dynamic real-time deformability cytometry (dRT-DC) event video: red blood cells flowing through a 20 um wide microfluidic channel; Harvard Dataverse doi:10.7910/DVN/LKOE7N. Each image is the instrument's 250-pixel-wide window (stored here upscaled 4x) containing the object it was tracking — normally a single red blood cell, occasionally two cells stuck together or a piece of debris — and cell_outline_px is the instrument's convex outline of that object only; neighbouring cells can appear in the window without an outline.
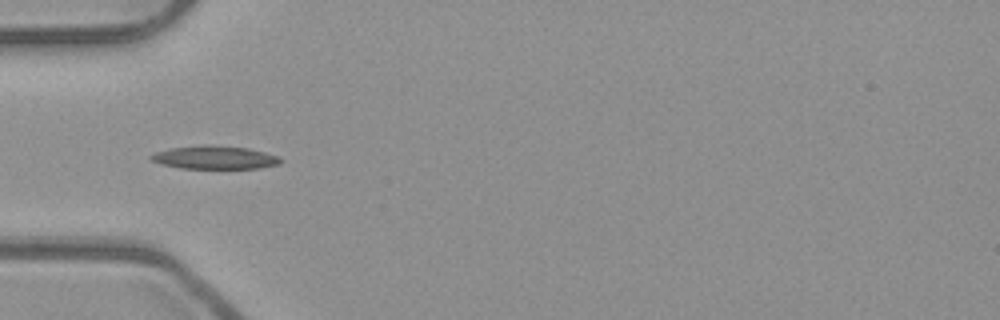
{"species": "common noctule bat (a hibernating species)", "species_latin": "Nyctalus noctula", "temperature_condition": "room temperature", "stored_images_in_passage": 8, "camera_frame_rate_fps": 3000, "um_per_image_px": 0.085, "animal": {"sex": "male", "body_mass_g": 23.1, "forearm_length_mm": 52.7}, "frame": {"image": 1, "passage_image": 6, "time_ms": 1.667, "image_size_px": [1000, 320], "cell_outline_px": [[284, 160], [280, 164], [260, 168], [180, 168], [160, 164], [152, 160], [148, 156], [156, 152], [172, 148], [204, 144], [208, 144], [248, 148], [280, 156]], "centroid_in_image_um": [18.28, 13.38], "position_along_channel_um": 66.7, "area_um2": 17.63}}
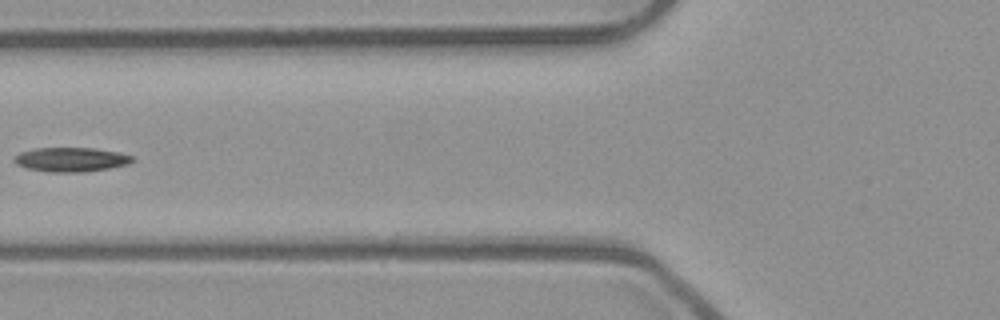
{"frame": {"image": 2, "passage_image": 7, "time_ms": 2.0, "image_size_px": [1000, 320], "cell_outline_px": [[132, 160], [128, 164], [108, 168], [84, 172], [48, 172], [28, 168], [16, 164], [12, 160], [20, 152], [36, 148], [92, 148], [120, 152], [132, 156]], "centroid_in_image_um": [6.01, 13.56], "position_along_channel_um": 119.8, "area_um2": 16.59}}
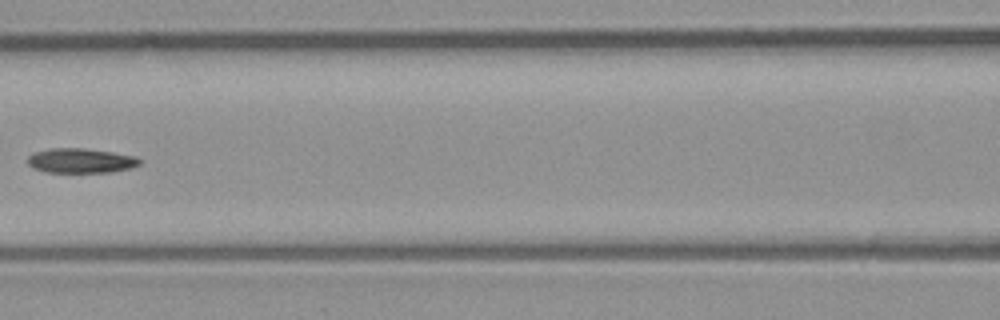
{"frame": {"image": 3, "passage_image": 8, "time_ms": 2.333, "image_size_px": [1000, 320], "cell_outline_px": [[140, 164], [128, 168], [112, 172], [44, 172], [32, 168], [28, 164], [28, 156], [32, 152], [48, 148], [84, 148], [112, 152], [136, 156], [140, 160]], "centroid_in_image_um": [6.81, 13.65], "position_along_channel_um": 159.8, "area_um2": 16.18}}